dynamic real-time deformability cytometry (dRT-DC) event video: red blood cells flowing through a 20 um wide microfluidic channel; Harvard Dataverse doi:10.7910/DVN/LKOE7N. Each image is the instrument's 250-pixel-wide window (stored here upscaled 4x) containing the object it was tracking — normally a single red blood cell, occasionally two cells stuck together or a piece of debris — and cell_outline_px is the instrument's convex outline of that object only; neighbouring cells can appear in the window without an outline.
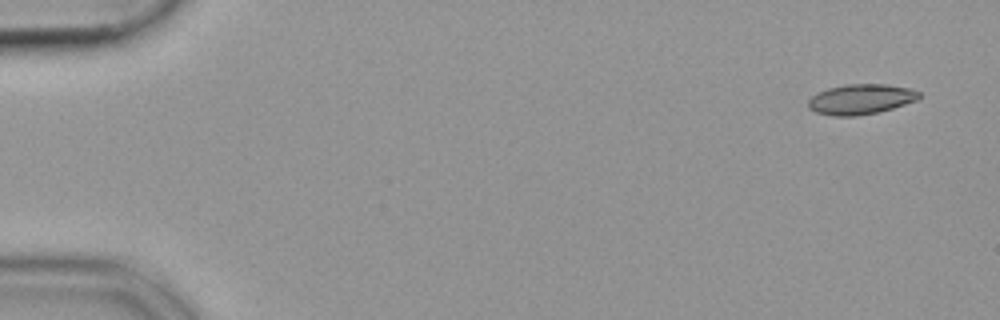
{"species": "common noctule bat (a hibernating species)", "species_latin": "Nyctalus noctula", "temperature_condition": "cold", "stored_images_in_passage": 51, "camera_frame_rate_fps": 3000, "um_per_image_px": 0.085, "animal": {"sex": "female", "body_mass_g": 19.9}, "frame": {"image": 1, "passage_image": 1, "time_ms": 0.0, "image_size_px": [1000, 320], "cell_outline_px": [[920, 96], [916, 100], [880, 112], [856, 116], [832, 116], [816, 112], [808, 108], [808, 100], [812, 96], [828, 88], [844, 84], [884, 84], [912, 88], [920, 92]], "centroid_in_image_um": [73.16, 8.43], "position_along_channel_um": 11.8, "area_um2": 19.54}}
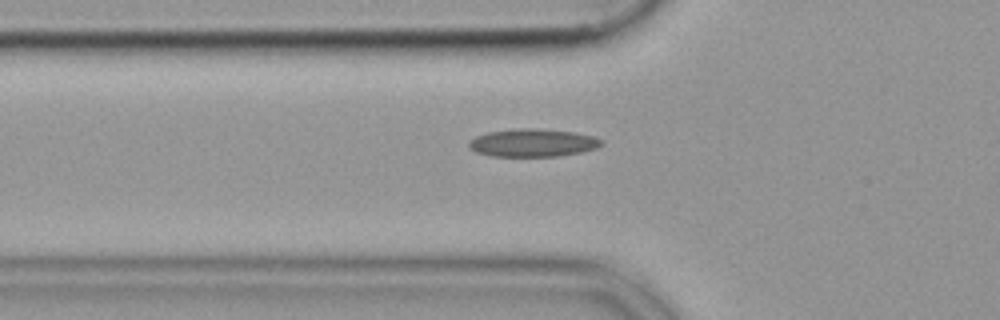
{"frame": {"image": 2, "passage_image": 17, "time_ms": 5.333, "image_size_px": [1000, 320], "cell_outline_px": [[604, 140], [596, 148], [580, 152], [556, 156], [492, 156], [476, 152], [468, 144], [468, 140], [476, 136], [488, 132], [520, 128], [536, 128], [572, 132], [592, 136]], "centroid_in_image_um": [45.26, 12.13], "position_along_channel_um": 80.5, "area_um2": 21.27}}
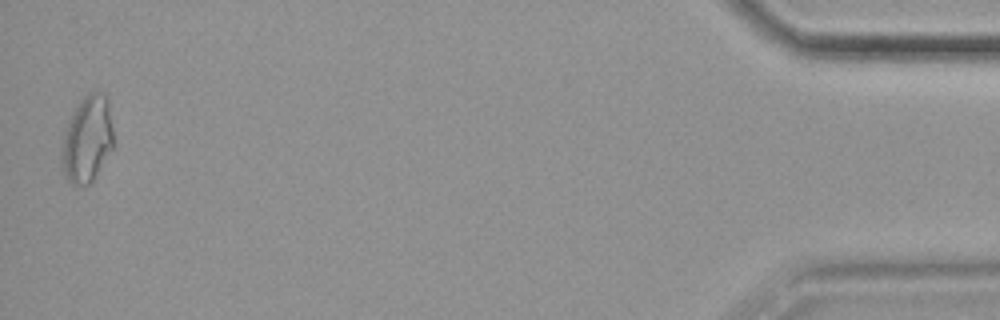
{"frame": {"image": 3, "passage_image": 51, "time_ms": 16.667, "image_size_px": [1000, 320], "cell_outline_px": [[116, 144], [92, 180], [88, 184], [72, 184], [68, 180], [60, 164], [60, 148], [64, 128], [68, 120], [80, 100], [88, 92], [96, 88], [104, 92], [108, 100]], "centroid_in_image_um": [7.42, 11.76], "position_along_channel_um": 427.8, "area_um2": 26.93}}